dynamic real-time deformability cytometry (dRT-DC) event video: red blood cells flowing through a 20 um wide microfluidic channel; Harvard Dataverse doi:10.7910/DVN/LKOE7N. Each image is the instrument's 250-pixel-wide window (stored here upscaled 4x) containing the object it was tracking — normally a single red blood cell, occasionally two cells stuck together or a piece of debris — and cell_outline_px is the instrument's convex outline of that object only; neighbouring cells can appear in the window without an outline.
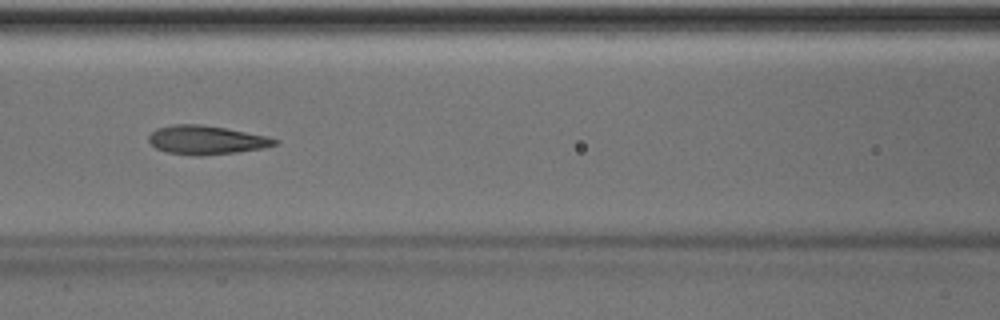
{"species": "Egyptian fruit bat (a non-hibernating species)", "species_latin": "Rousettus aegyptiacus", "temperature_condition": "room temperature", "stored_images_in_passage": 26, "camera_frame_rate_fps": 3000, "um_per_image_px": 0.085, "animal": {"sex": "male"}, "frame": {"image": 1, "passage_image": 12, "time_ms": 3.667, "image_size_px": [1000, 320], "cell_outline_px": [[280, 140], [276, 144], [264, 148], [236, 152], [200, 156], [196, 156], [168, 152], [156, 148], [148, 140], [148, 136], [156, 128], [172, 124], [200, 124], [224, 128], [264, 136]], "centroid_in_image_um": [17.49, 11.9], "position_along_channel_um": 149.1, "area_um2": 20.92}}